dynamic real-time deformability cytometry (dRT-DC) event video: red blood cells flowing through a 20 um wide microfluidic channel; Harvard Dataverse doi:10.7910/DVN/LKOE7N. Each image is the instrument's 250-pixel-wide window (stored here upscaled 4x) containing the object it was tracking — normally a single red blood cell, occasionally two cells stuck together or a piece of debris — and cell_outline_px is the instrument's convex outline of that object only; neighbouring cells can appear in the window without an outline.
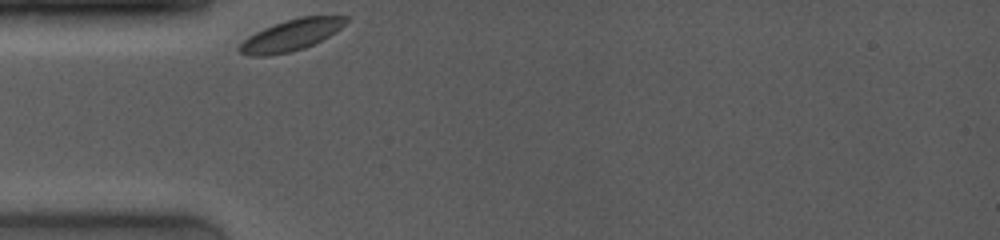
{"species": "common noctule bat (a hibernating species)", "species_latin": "Nyctalus noctula", "temperature_condition": "room temperature", "stored_images_in_passage": 49, "camera_frame_rate_fps": 4000, "um_per_image_px": 0.085, "animal": {"sex": "female", "body_mass_g": 19.0, "forearm_length_mm": 53.3}, "frame": {"image": 1, "passage_image": 1, "time_ms": 0.0, "image_size_px": [1000, 240], "cell_outline_px": [[348, 20], [340, 28], [328, 36], [304, 48], [288, 52], [264, 56], [248, 56], [240, 52], [236, 48], [248, 36], [264, 28], [284, 20], [300, 16], [348, 16]], "centroid_in_image_um": [24.7, 2.98], "position_along_channel_um": 60.3, "area_um2": 19.19}}
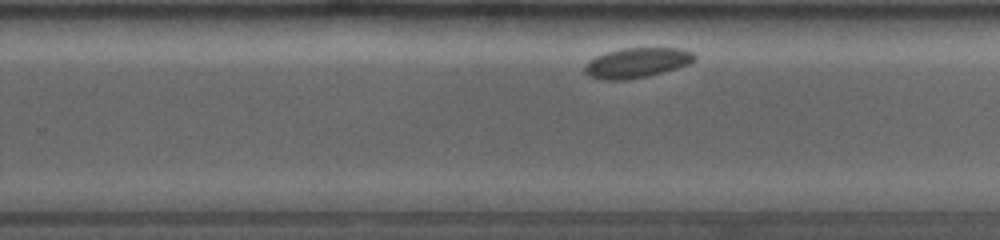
{"frame": {"image": 2, "passage_image": 30, "time_ms": 6.25, "image_size_px": [1000, 240], "cell_outline_px": [[696, 60], [688, 64], [676, 68], [648, 76], [624, 80], [600, 80], [588, 76], [584, 72], [584, 64], [588, 60], [596, 56], [608, 52], [624, 48], [680, 48], [692, 52], [696, 56]], "centroid_in_image_um": [54.1, 5.34], "position_along_channel_um": 275.7, "area_um2": 19.25}}
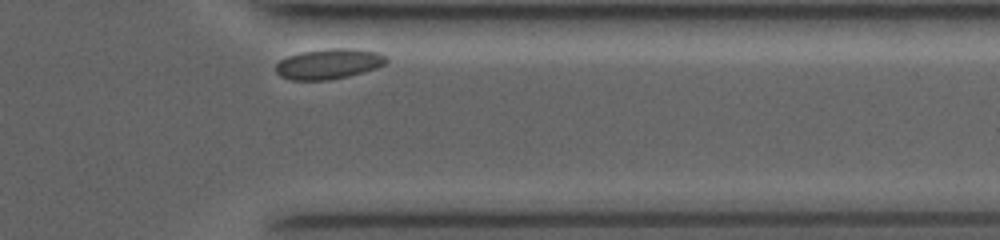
{"frame": {"image": 3, "passage_image": 45, "time_ms": 9.25, "image_size_px": [1000, 240], "cell_outline_px": [[388, 60], [384, 64], [376, 68], [364, 72], [348, 76], [328, 80], [292, 80], [280, 76], [276, 72], [276, 64], [280, 60], [288, 56], [300, 52], [328, 48], [356, 48], [380, 52], [388, 56]], "centroid_in_image_um": [27.98, 5.41], "position_along_channel_um": 383.4, "area_um2": 19.77}}